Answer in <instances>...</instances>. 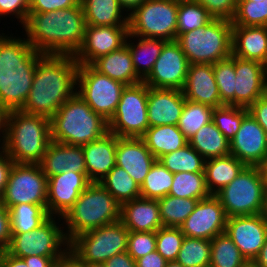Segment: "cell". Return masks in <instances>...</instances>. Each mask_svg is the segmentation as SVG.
I'll list each match as a JSON object with an SVG mask.
<instances>
[{
    "instance_id": "1",
    "label": "cell",
    "mask_w": 267,
    "mask_h": 267,
    "mask_svg": "<svg viewBox=\"0 0 267 267\" xmlns=\"http://www.w3.org/2000/svg\"><path fill=\"white\" fill-rule=\"evenodd\" d=\"M78 62L70 54H43L21 111L51 118L77 91Z\"/></svg>"
},
{
    "instance_id": "2",
    "label": "cell",
    "mask_w": 267,
    "mask_h": 267,
    "mask_svg": "<svg viewBox=\"0 0 267 267\" xmlns=\"http://www.w3.org/2000/svg\"><path fill=\"white\" fill-rule=\"evenodd\" d=\"M23 28L36 51L75 55L83 44L86 21L80 3L46 13L29 12Z\"/></svg>"
},
{
    "instance_id": "3",
    "label": "cell",
    "mask_w": 267,
    "mask_h": 267,
    "mask_svg": "<svg viewBox=\"0 0 267 267\" xmlns=\"http://www.w3.org/2000/svg\"><path fill=\"white\" fill-rule=\"evenodd\" d=\"M42 55L25 38L0 34V103L9 111L23 108Z\"/></svg>"
},
{
    "instance_id": "4",
    "label": "cell",
    "mask_w": 267,
    "mask_h": 267,
    "mask_svg": "<svg viewBox=\"0 0 267 267\" xmlns=\"http://www.w3.org/2000/svg\"><path fill=\"white\" fill-rule=\"evenodd\" d=\"M50 118L10 111L2 147L19 164H39L51 143Z\"/></svg>"
},
{
    "instance_id": "5",
    "label": "cell",
    "mask_w": 267,
    "mask_h": 267,
    "mask_svg": "<svg viewBox=\"0 0 267 267\" xmlns=\"http://www.w3.org/2000/svg\"><path fill=\"white\" fill-rule=\"evenodd\" d=\"M50 129L52 141L80 146L109 132L108 121L94 112L77 94L50 118Z\"/></svg>"
},
{
    "instance_id": "6",
    "label": "cell",
    "mask_w": 267,
    "mask_h": 267,
    "mask_svg": "<svg viewBox=\"0 0 267 267\" xmlns=\"http://www.w3.org/2000/svg\"><path fill=\"white\" fill-rule=\"evenodd\" d=\"M62 220L70 243L82 233L119 221L120 204L100 182H91Z\"/></svg>"
},
{
    "instance_id": "7",
    "label": "cell",
    "mask_w": 267,
    "mask_h": 267,
    "mask_svg": "<svg viewBox=\"0 0 267 267\" xmlns=\"http://www.w3.org/2000/svg\"><path fill=\"white\" fill-rule=\"evenodd\" d=\"M232 22L213 18L204 27L180 34L179 43L189 64H215L232 55Z\"/></svg>"
},
{
    "instance_id": "8",
    "label": "cell",
    "mask_w": 267,
    "mask_h": 267,
    "mask_svg": "<svg viewBox=\"0 0 267 267\" xmlns=\"http://www.w3.org/2000/svg\"><path fill=\"white\" fill-rule=\"evenodd\" d=\"M215 196L227 217L265 213L267 188L257 166H245L239 175Z\"/></svg>"
},
{
    "instance_id": "9",
    "label": "cell",
    "mask_w": 267,
    "mask_h": 267,
    "mask_svg": "<svg viewBox=\"0 0 267 267\" xmlns=\"http://www.w3.org/2000/svg\"><path fill=\"white\" fill-rule=\"evenodd\" d=\"M179 0H146L128 15L129 34L174 41L177 38Z\"/></svg>"
},
{
    "instance_id": "10",
    "label": "cell",
    "mask_w": 267,
    "mask_h": 267,
    "mask_svg": "<svg viewBox=\"0 0 267 267\" xmlns=\"http://www.w3.org/2000/svg\"><path fill=\"white\" fill-rule=\"evenodd\" d=\"M128 235L129 229L119 220L78 235L69 248L83 263H105L127 252Z\"/></svg>"
},
{
    "instance_id": "11",
    "label": "cell",
    "mask_w": 267,
    "mask_h": 267,
    "mask_svg": "<svg viewBox=\"0 0 267 267\" xmlns=\"http://www.w3.org/2000/svg\"><path fill=\"white\" fill-rule=\"evenodd\" d=\"M62 217L50 216L31 232L11 234L6 251L19 258L28 256L61 257L70 246L63 232ZM62 226V227H61ZM63 247V248H62Z\"/></svg>"
},
{
    "instance_id": "12",
    "label": "cell",
    "mask_w": 267,
    "mask_h": 267,
    "mask_svg": "<svg viewBox=\"0 0 267 267\" xmlns=\"http://www.w3.org/2000/svg\"><path fill=\"white\" fill-rule=\"evenodd\" d=\"M77 85L76 94L108 122L115 114L126 87L122 82L99 73L91 65H78Z\"/></svg>"
},
{
    "instance_id": "13",
    "label": "cell",
    "mask_w": 267,
    "mask_h": 267,
    "mask_svg": "<svg viewBox=\"0 0 267 267\" xmlns=\"http://www.w3.org/2000/svg\"><path fill=\"white\" fill-rule=\"evenodd\" d=\"M148 93L149 87L144 82L126 86L116 112L108 122L109 132L117 137L141 138L149 128Z\"/></svg>"
},
{
    "instance_id": "14",
    "label": "cell",
    "mask_w": 267,
    "mask_h": 267,
    "mask_svg": "<svg viewBox=\"0 0 267 267\" xmlns=\"http://www.w3.org/2000/svg\"><path fill=\"white\" fill-rule=\"evenodd\" d=\"M47 181L39 164L14 163L0 202L7 209L22 203L47 205Z\"/></svg>"
},
{
    "instance_id": "15",
    "label": "cell",
    "mask_w": 267,
    "mask_h": 267,
    "mask_svg": "<svg viewBox=\"0 0 267 267\" xmlns=\"http://www.w3.org/2000/svg\"><path fill=\"white\" fill-rule=\"evenodd\" d=\"M189 62L179 43L167 41L143 82L152 88L182 90L188 73Z\"/></svg>"
},
{
    "instance_id": "16",
    "label": "cell",
    "mask_w": 267,
    "mask_h": 267,
    "mask_svg": "<svg viewBox=\"0 0 267 267\" xmlns=\"http://www.w3.org/2000/svg\"><path fill=\"white\" fill-rule=\"evenodd\" d=\"M227 218L220 200L210 195L198 201L179 228L186 237L212 240L225 233Z\"/></svg>"
},
{
    "instance_id": "17",
    "label": "cell",
    "mask_w": 267,
    "mask_h": 267,
    "mask_svg": "<svg viewBox=\"0 0 267 267\" xmlns=\"http://www.w3.org/2000/svg\"><path fill=\"white\" fill-rule=\"evenodd\" d=\"M225 233L247 261H254L267 239L266 215L228 217Z\"/></svg>"
},
{
    "instance_id": "18",
    "label": "cell",
    "mask_w": 267,
    "mask_h": 267,
    "mask_svg": "<svg viewBox=\"0 0 267 267\" xmlns=\"http://www.w3.org/2000/svg\"><path fill=\"white\" fill-rule=\"evenodd\" d=\"M128 26L86 25L82 47L74 55L79 65H91L96 59L118 50L126 43Z\"/></svg>"
},
{
    "instance_id": "19",
    "label": "cell",
    "mask_w": 267,
    "mask_h": 267,
    "mask_svg": "<svg viewBox=\"0 0 267 267\" xmlns=\"http://www.w3.org/2000/svg\"><path fill=\"white\" fill-rule=\"evenodd\" d=\"M91 182L87 173L62 172L48 178L47 212L63 217Z\"/></svg>"
},
{
    "instance_id": "20",
    "label": "cell",
    "mask_w": 267,
    "mask_h": 267,
    "mask_svg": "<svg viewBox=\"0 0 267 267\" xmlns=\"http://www.w3.org/2000/svg\"><path fill=\"white\" fill-rule=\"evenodd\" d=\"M230 154L246 166H257L267 155V135L248 113L230 141Z\"/></svg>"
},
{
    "instance_id": "21",
    "label": "cell",
    "mask_w": 267,
    "mask_h": 267,
    "mask_svg": "<svg viewBox=\"0 0 267 267\" xmlns=\"http://www.w3.org/2000/svg\"><path fill=\"white\" fill-rule=\"evenodd\" d=\"M235 106L248 108L265 95L266 65L234 56Z\"/></svg>"
},
{
    "instance_id": "22",
    "label": "cell",
    "mask_w": 267,
    "mask_h": 267,
    "mask_svg": "<svg viewBox=\"0 0 267 267\" xmlns=\"http://www.w3.org/2000/svg\"><path fill=\"white\" fill-rule=\"evenodd\" d=\"M156 160L142 138L117 137L116 165L140 186Z\"/></svg>"
},
{
    "instance_id": "23",
    "label": "cell",
    "mask_w": 267,
    "mask_h": 267,
    "mask_svg": "<svg viewBox=\"0 0 267 267\" xmlns=\"http://www.w3.org/2000/svg\"><path fill=\"white\" fill-rule=\"evenodd\" d=\"M185 100L182 90L149 87L147 98L149 127L177 125Z\"/></svg>"
},
{
    "instance_id": "24",
    "label": "cell",
    "mask_w": 267,
    "mask_h": 267,
    "mask_svg": "<svg viewBox=\"0 0 267 267\" xmlns=\"http://www.w3.org/2000/svg\"><path fill=\"white\" fill-rule=\"evenodd\" d=\"M182 92L189 101L213 108L222 106L213 64H189Z\"/></svg>"
},
{
    "instance_id": "25",
    "label": "cell",
    "mask_w": 267,
    "mask_h": 267,
    "mask_svg": "<svg viewBox=\"0 0 267 267\" xmlns=\"http://www.w3.org/2000/svg\"><path fill=\"white\" fill-rule=\"evenodd\" d=\"M116 146L117 136L111 132L82 145L90 182H100L116 165Z\"/></svg>"
},
{
    "instance_id": "26",
    "label": "cell",
    "mask_w": 267,
    "mask_h": 267,
    "mask_svg": "<svg viewBox=\"0 0 267 267\" xmlns=\"http://www.w3.org/2000/svg\"><path fill=\"white\" fill-rule=\"evenodd\" d=\"M42 172L49 177L62 172L87 173L82 146L51 141L39 163Z\"/></svg>"
},
{
    "instance_id": "27",
    "label": "cell",
    "mask_w": 267,
    "mask_h": 267,
    "mask_svg": "<svg viewBox=\"0 0 267 267\" xmlns=\"http://www.w3.org/2000/svg\"><path fill=\"white\" fill-rule=\"evenodd\" d=\"M120 221L136 232H156L163 227L157 200L138 197L120 205Z\"/></svg>"
},
{
    "instance_id": "28",
    "label": "cell",
    "mask_w": 267,
    "mask_h": 267,
    "mask_svg": "<svg viewBox=\"0 0 267 267\" xmlns=\"http://www.w3.org/2000/svg\"><path fill=\"white\" fill-rule=\"evenodd\" d=\"M232 55L267 66V26H232Z\"/></svg>"
},
{
    "instance_id": "29",
    "label": "cell",
    "mask_w": 267,
    "mask_h": 267,
    "mask_svg": "<svg viewBox=\"0 0 267 267\" xmlns=\"http://www.w3.org/2000/svg\"><path fill=\"white\" fill-rule=\"evenodd\" d=\"M91 66L99 73L122 82L126 86L143 82L134 70L130 51L126 44L120 49L96 59Z\"/></svg>"
},
{
    "instance_id": "30",
    "label": "cell",
    "mask_w": 267,
    "mask_h": 267,
    "mask_svg": "<svg viewBox=\"0 0 267 267\" xmlns=\"http://www.w3.org/2000/svg\"><path fill=\"white\" fill-rule=\"evenodd\" d=\"M245 166L231 154L207 159L204 174L208 192L215 195L236 178Z\"/></svg>"
},
{
    "instance_id": "31",
    "label": "cell",
    "mask_w": 267,
    "mask_h": 267,
    "mask_svg": "<svg viewBox=\"0 0 267 267\" xmlns=\"http://www.w3.org/2000/svg\"><path fill=\"white\" fill-rule=\"evenodd\" d=\"M80 3L86 25L128 26V16L118 0H80Z\"/></svg>"
},
{
    "instance_id": "32",
    "label": "cell",
    "mask_w": 267,
    "mask_h": 267,
    "mask_svg": "<svg viewBox=\"0 0 267 267\" xmlns=\"http://www.w3.org/2000/svg\"><path fill=\"white\" fill-rule=\"evenodd\" d=\"M141 138L157 160L161 156L179 150L188 144V139L177 125L149 127Z\"/></svg>"
},
{
    "instance_id": "33",
    "label": "cell",
    "mask_w": 267,
    "mask_h": 267,
    "mask_svg": "<svg viewBox=\"0 0 267 267\" xmlns=\"http://www.w3.org/2000/svg\"><path fill=\"white\" fill-rule=\"evenodd\" d=\"M133 37L138 39L136 45L130 40ZM166 42L163 39L138 37L128 34L125 44L129 48L134 70L142 80L152 71L154 63L161 54Z\"/></svg>"
},
{
    "instance_id": "34",
    "label": "cell",
    "mask_w": 267,
    "mask_h": 267,
    "mask_svg": "<svg viewBox=\"0 0 267 267\" xmlns=\"http://www.w3.org/2000/svg\"><path fill=\"white\" fill-rule=\"evenodd\" d=\"M188 144L206 160L230 154V142L213 121L201 127Z\"/></svg>"
},
{
    "instance_id": "35",
    "label": "cell",
    "mask_w": 267,
    "mask_h": 267,
    "mask_svg": "<svg viewBox=\"0 0 267 267\" xmlns=\"http://www.w3.org/2000/svg\"><path fill=\"white\" fill-rule=\"evenodd\" d=\"M8 210L11 234L31 232L50 217L47 205L22 203L11 206Z\"/></svg>"
},
{
    "instance_id": "36",
    "label": "cell",
    "mask_w": 267,
    "mask_h": 267,
    "mask_svg": "<svg viewBox=\"0 0 267 267\" xmlns=\"http://www.w3.org/2000/svg\"><path fill=\"white\" fill-rule=\"evenodd\" d=\"M100 184L120 205L141 197L140 185L131 178L127 171L117 165L100 181Z\"/></svg>"
},
{
    "instance_id": "37",
    "label": "cell",
    "mask_w": 267,
    "mask_h": 267,
    "mask_svg": "<svg viewBox=\"0 0 267 267\" xmlns=\"http://www.w3.org/2000/svg\"><path fill=\"white\" fill-rule=\"evenodd\" d=\"M199 199L167 195L157 200L163 227L179 228L194 211Z\"/></svg>"
},
{
    "instance_id": "38",
    "label": "cell",
    "mask_w": 267,
    "mask_h": 267,
    "mask_svg": "<svg viewBox=\"0 0 267 267\" xmlns=\"http://www.w3.org/2000/svg\"><path fill=\"white\" fill-rule=\"evenodd\" d=\"M158 161L175 174L179 172H204L206 159L187 144L179 150L161 156Z\"/></svg>"
},
{
    "instance_id": "39",
    "label": "cell",
    "mask_w": 267,
    "mask_h": 267,
    "mask_svg": "<svg viewBox=\"0 0 267 267\" xmlns=\"http://www.w3.org/2000/svg\"><path fill=\"white\" fill-rule=\"evenodd\" d=\"M168 195L202 200L211 194L206 187L204 172H179L174 174Z\"/></svg>"
},
{
    "instance_id": "40",
    "label": "cell",
    "mask_w": 267,
    "mask_h": 267,
    "mask_svg": "<svg viewBox=\"0 0 267 267\" xmlns=\"http://www.w3.org/2000/svg\"><path fill=\"white\" fill-rule=\"evenodd\" d=\"M246 262V258L226 233L211 240L210 267H241Z\"/></svg>"
},
{
    "instance_id": "41",
    "label": "cell",
    "mask_w": 267,
    "mask_h": 267,
    "mask_svg": "<svg viewBox=\"0 0 267 267\" xmlns=\"http://www.w3.org/2000/svg\"><path fill=\"white\" fill-rule=\"evenodd\" d=\"M174 174L156 160L140 186L141 197L158 200L169 194Z\"/></svg>"
},
{
    "instance_id": "42",
    "label": "cell",
    "mask_w": 267,
    "mask_h": 267,
    "mask_svg": "<svg viewBox=\"0 0 267 267\" xmlns=\"http://www.w3.org/2000/svg\"><path fill=\"white\" fill-rule=\"evenodd\" d=\"M213 107L185 100L177 127L189 140L201 127L212 121Z\"/></svg>"
},
{
    "instance_id": "43",
    "label": "cell",
    "mask_w": 267,
    "mask_h": 267,
    "mask_svg": "<svg viewBox=\"0 0 267 267\" xmlns=\"http://www.w3.org/2000/svg\"><path fill=\"white\" fill-rule=\"evenodd\" d=\"M211 240L184 237L176 261L183 267H210Z\"/></svg>"
},
{
    "instance_id": "44",
    "label": "cell",
    "mask_w": 267,
    "mask_h": 267,
    "mask_svg": "<svg viewBox=\"0 0 267 267\" xmlns=\"http://www.w3.org/2000/svg\"><path fill=\"white\" fill-rule=\"evenodd\" d=\"M213 17L199 3L191 0H179L177 37L197 28L204 27Z\"/></svg>"
},
{
    "instance_id": "45",
    "label": "cell",
    "mask_w": 267,
    "mask_h": 267,
    "mask_svg": "<svg viewBox=\"0 0 267 267\" xmlns=\"http://www.w3.org/2000/svg\"><path fill=\"white\" fill-rule=\"evenodd\" d=\"M248 113V109L244 107L222 105L213 109L212 121L230 142L239 130L242 120Z\"/></svg>"
},
{
    "instance_id": "46",
    "label": "cell",
    "mask_w": 267,
    "mask_h": 267,
    "mask_svg": "<svg viewBox=\"0 0 267 267\" xmlns=\"http://www.w3.org/2000/svg\"><path fill=\"white\" fill-rule=\"evenodd\" d=\"M214 77L218 85L222 105L235 106L234 56L213 64Z\"/></svg>"
},
{
    "instance_id": "47",
    "label": "cell",
    "mask_w": 267,
    "mask_h": 267,
    "mask_svg": "<svg viewBox=\"0 0 267 267\" xmlns=\"http://www.w3.org/2000/svg\"><path fill=\"white\" fill-rule=\"evenodd\" d=\"M233 26H267V1L237 2Z\"/></svg>"
},
{
    "instance_id": "48",
    "label": "cell",
    "mask_w": 267,
    "mask_h": 267,
    "mask_svg": "<svg viewBox=\"0 0 267 267\" xmlns=\"http://www.w3.org/2000/svg\"><path fill=\"white\" fill-rule=\"evenodd\" d=\"M184 237L180 228H159L156 231V251L160 253L167 262L176 261Z\"/></svg>"
},
{
    "instance_id": "49",
    "label": "cell",
    "mask_w": 267,
    "mask_h": 267,
    "mask_svg": "<svg viewBox=\"0 0 267 267\" xmlns=\"http://www.w3.org/2000/svg\"><path fill=\"white\" fill-rule=\"evenodd\" d=\"M156 250V232L129 231L127 252L136 261Z\"/></svg>"
},
{
    "instance_id": "50",
    "label": "cell",
    "mask_w": 267,
    "mask_h": 267,
    "mask_svg": "<svg viewBox=\"0 0 267 267\" xmlns=\"http://www.w3.org/2000/svg\"><path fill=\"white\" fill-rule=\"evenodd\" d=\"M201 4L213 18L232 20L237 0H191Z\"/></svg>"
},
{
    "instance_id": "51",
    "label": "cell",
    "mask_w": 267,
    "mask_h": 267,
    "mask_svg": "<svg viewBox=\"0 0 267 267\" xmlns=\"http://www.w3.org/2000/svg\"><path fill=\"white\" fill-rule=\"evenodd\" d=\"M30 0H0V16L15 15L23 26L29 13Z\"/></svg>"
},
{
    "instance_id": "52",
    "label": "cell",
    "mask_w": 267,
    "mask_h": 267,
    "mask_svg": "<svg viewBox=\"0 0 267 267\" xmlns=\"http://www.w3.org/2000/svg\"><path fill=\"white\" fill-rule=\"evenodd\" d=\"M80 4V0H30L29 12L46 13L71 8Z\"/></svg>"
},
{
    "instance_id": "53",
    "label": "cell",
    "mask_w": 267,
    "mask_h": 267,
    "mask_svg": "<svg viewBox=\"0 0 267 267\" xmlns=\"http://www.w3.org/2000/svg\"><path fill=\"white\" fill-rule=\"evenodd\" d=\"M11 240L9 210L0 202V251L8 248Z\"/></svg>"
},
{
    "instance_id": "54",
    "label": "cell",
    "mask_w": 267,
    "mask_h": 267,
    "mask_svg": "<svg viewBox=\"0 0 267 267\" xmlns=\"http://www.w3.org/2000/svg\"><path fill=\"white\" fill-rule=\"evenodd\" d=\"M247 109L250 115L264 129L267 135V96L263 95Z\"/></svg>"
},
{
    "instance_id": "55",
    "label": "cell",
    "mask_w": 267,
    "mask_h": 267,
    "mask_svg": "<svg viewBox=\"0 0 267 267\" xmlns=\"http://www.w3.org/2000/svg\"><path fill=\"white\" fill-rule=\"evenodd\" d=\"M0 197L3 195L10 171L13 167L14 161L9 157L8 153L0 147Z\"/></svg>"
},
{
    "instance_id": "56",
    "label": "cell",
    "mask_w": 267,
    "mask_h": 267,
    "mask_svg": "<svg viewBox=\"0 0 267 267\" xmlns=\"http://www.w3.org/2000/svg\"><path fill=\"white\" fill-rule=\"evenodd\" d=\"M136 267H166L167 261L156 250L135 261Z\"/></svg>"
},
{
    "instance_id": "57",
    "label": "cell",
    "mask_w": 267,
    "mask_h": 267,
    "mask_svg": "<svg viewBox=\"0 0 267 267\" xmlns=\"http://www.w3.org/2000/svg\"><path fill=\"white\" fill-rule=\"evenodd\" d=\"M53 267H85V264L69 248L61 257L55 260Z\"/></svg>"
},
{
    "instance_id": "58",
    "label": "cell",
    "mask_w": 267,
    "mask_h": 267,
    "mask_svg": "<svg viewBox=\"0 0 267 267\" xmlns=\"http://www.w3.org/2000/svg\"><path fill=\"white\" fill-rule=\"evenodd\" d=\"M104 264L106 267H136L135 260L128 254V252L114 255Z\"/></svg>"
},
{
    "instance_id": "59",
    "label": "cell",
    "mask_w": 267,
    "mask_h": 267,
    "mask_svg": "<svg viewBox=\"0 0 267 267\" xmlns=\"http://www.w3.org/2000/svg\"><path fill=\"white\" fill-rule=\"evenodd\" d=\"M59 257H42V256H28L24 257V261L28 267H53L55 260Z\"/></svg>"
},
{
    "instance_id": "60",
    "label": "cell",
    "mask_w": 267,
    "mask_h": 267,
    "mask_svg": "<svg viewBox=\"0 0 267 267\" xmlns=\"http://www.w3.org/2000/svg\"><path fill=\"white\" fill-rule=\"evenodd\" d=\"M2 267H28L23 258L15 257L6 250L1 251Z\"/></svg>"
},
{
    "instance_id": "61",
    "label": "cell",
    "mask_w": 267,
    "mask_h": 267,
    "mask_svg": "<svg viewBox=\"0 0 267 267\" xmlns=\"http://www.w3.org/2000/svg\"><path fill=\"white\" fill-rule=\"evenodd\" d=\"M9 114L10 111L2 103H0V133L3 135L0 136L2 137L0 138V146L3 144L6 137Z\"/></svg>"
},
{
    "instance_id": "62",
    "label": "cell",
    "mask_w": 267,
    "mask_h": 267,
    "mask_svg": "<svg viewBox=\"0 0 267 267\" xmlns=\"http://www.w3.org/2000/svg\"><path fill=\"white\" fill-rule=\"evenodd\" d=\"M118 1H119L120 6L122 7V9L126 12L128 16L146 0H118Z\"/></svg>"
},
{
    "instance_id": "63",
    "label": "cell",
    "mask_w": 267,
    "mask_h": 267,
    "mask_svg": "<svg viewBox=\"0 0 267 267\" xmlns=\"http://www.w3.org/2000/svg\"><path fill=\"white\" fill-rule=\"evenodd\" d=\"M254 262L259 266V267H267V239L265 241V244L262 246L259 254L257 257L254 259Z\"/></svg>"
},
{
    "instance_id": "64",
    "label": "cell",
    "mask_w": 267,
    "mask_h": 267,
    "mask_svg": "<svg viewBox=\"0 0 267 267\" xmlns=\"http://www.w3.org/2000/svg\"><path fill=\"white\" fill-rule=\"evenodd\" d=\"M260 174H261V178L263 180V182L265 183V186L267 188V155L265 156V158L257 165Z\"/></svg>"
},
{
    "instance_id": "65",
    "label": "cell",
    "mask_w": 267,
    "mask_h": 267,
    "mask_svg": "<svg viewBox=\"0 0 267 267\" xmlns=\"http://www.w3.org/2000/svg\"><path fill=\"white\" fill-rule=\"evenodd\" d=\"M85 267H106L104 263H84Z\"/></svg>"
},
{
    "instance_id": "66",
    "label": "cell",
    "mask_w": 267,
    "mask_h": 267,
    "mask_svg": "<svg viewBox=\"0 0 267 267\" xmlns=\"http://www.w3.org/2000/svg\"><path fill=\"white\" fill-rule=\"evenodd\" d=\"M166 267H183V266L179 264L177 261H169L167 262Z\"/></svg>"
},
{
    "instance_id": "67",
    "label": "cell",
    "mask_w": 267,
    "mask_h": 267,
    "mask_svg": "<svg viewBox=\"0 0 267 267\" xmlns=\"http://www.w3.org/2000/svg\"><path fill=\"white\" fill-rule=\"evenodd\" d=\"M241 267H259L254 261H247L244 265Z\"/></svg>"
},
{
    "instance_id": "68",
    "label": "cell",
    "mask_w": 267,
    "mask_h": 267,
    "mask_svg": "<svg viewBox=\"0 0 267 267\" xmlns=\"http://www.w3.org/2000/svg\"><path fill=\"white\" fill-rule=\"evenodd\" d=\"M248 1L257 2V1H267V0H237V2H248Z\"/></svg>"
},
{
    "instance_id": "69",
    "label": "cell",
    "mask_w": 267,
    "mask_h": 267,
    "mask_svg": "<svg viewBox=\"0 0 267 267\" xmlns=\"http://www.w3.org/2000/svg\"><path fill=\"white\" fill-rule=\"evenodd\" d=\"M265 95L267 96V74H266V86H265Z\"/></svg>"
},
{
    "instance_id": "70",
    "label": "cell",
    "mask_w": 267,
    "mask_h": 267,
    "mask_svg": "<svg viewBox=\"0 0 267 267\" xmlns=\"http://www.w3.org/2000/svg\"><path fill=\"white\" fill-rule=\"evenodd\" d=\"M0 267H2V264H1V251H0Z\"/></svg>"
},
{
    "instance_id": "71",
    "label": "cell",
    "mask_w": 267,
    "mask_h": 267,
    "mask_svg": "<svg viewBox=\"0 0 267 267\" xmlns=\"http://www.w3.org/2000/svg\"><path fill=\"white\" fill-rule=\"evenodd\" d=\"M265 215H266V218H267V206H266V210H265Z\"/></svg>"
}]
</instances>
